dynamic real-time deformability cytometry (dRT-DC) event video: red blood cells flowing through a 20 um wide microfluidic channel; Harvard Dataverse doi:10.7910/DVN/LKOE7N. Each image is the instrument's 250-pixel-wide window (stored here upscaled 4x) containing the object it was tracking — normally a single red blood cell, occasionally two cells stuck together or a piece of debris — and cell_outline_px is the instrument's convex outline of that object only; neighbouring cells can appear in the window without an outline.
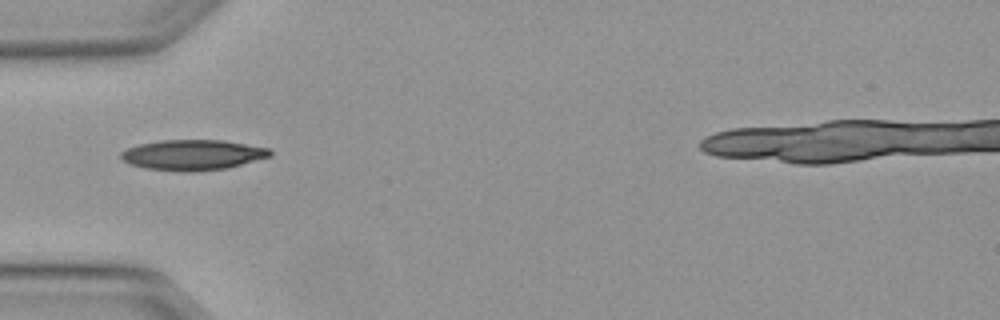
{"species": "Egyptian fruit bat (a non-hibernating species)", "species_latin": "Rousettus aegyptiacus", "temperature_condition": "warm", "stored_images_in_passage": 1, "camera_frame_rate_fps": 3000, "um_per_image_px": 0.085, "animal": {"sex": "female"}, "frame": {"image": 1, "passage_image": 1, "time_ms": 0.0, "image_size_px": [1000, 320], "cell_outline_px": [[272, 156], [224, 168], [192, 172], [184, 172], [144, 168], [128, 164], [120, 156], [120, 152], [128, 148], [140, 144], [160, 140], [224, 140], [268, 148], [272, 152]], "centroid_in_image_um": [16.35, 13.16], "position_along_channel_um": 68.6, "area_um2": 26.3}}